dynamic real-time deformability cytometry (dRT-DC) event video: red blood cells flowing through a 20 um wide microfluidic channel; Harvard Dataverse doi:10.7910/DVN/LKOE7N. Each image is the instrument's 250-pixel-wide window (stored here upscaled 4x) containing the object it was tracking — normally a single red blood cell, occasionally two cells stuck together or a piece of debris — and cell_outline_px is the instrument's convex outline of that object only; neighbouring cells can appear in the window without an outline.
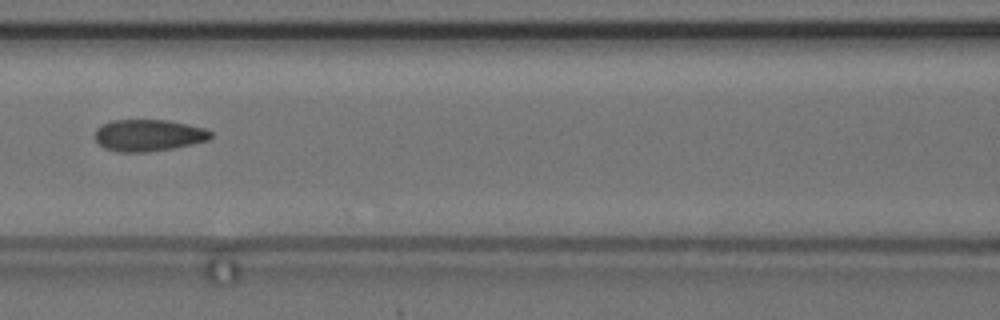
{"species": "common noctule bat (a hibernating species)", "species_latin": "Nyctalus noctula", "temperature_condition": "cold", "stored_images_in_passage": 4, "camera_frame_rate_fps": 3000, "um_per_image_px": 0.085, "animal": {"sex": "female", "body_mass_g": 24.6, "forearm_length_mm": 56.2}, "frame": {"image": 1, "passage_image": 4, "time_ms": 3.333, "image_size_px": [1000, 320], "cell_outline_px": [[212, 136], [208, 140], [192, 144], [172, 148], [148, 152], [120, 152], [104, 148], [96, 140], [96, 128], [112, 120], [168, 120], [188, 124], [204, 128], [212, 132]], "centroid_in_image_um": [12.63, 11.5], "position_along_channel_um": 154.0, "area_um2": 21.33}}